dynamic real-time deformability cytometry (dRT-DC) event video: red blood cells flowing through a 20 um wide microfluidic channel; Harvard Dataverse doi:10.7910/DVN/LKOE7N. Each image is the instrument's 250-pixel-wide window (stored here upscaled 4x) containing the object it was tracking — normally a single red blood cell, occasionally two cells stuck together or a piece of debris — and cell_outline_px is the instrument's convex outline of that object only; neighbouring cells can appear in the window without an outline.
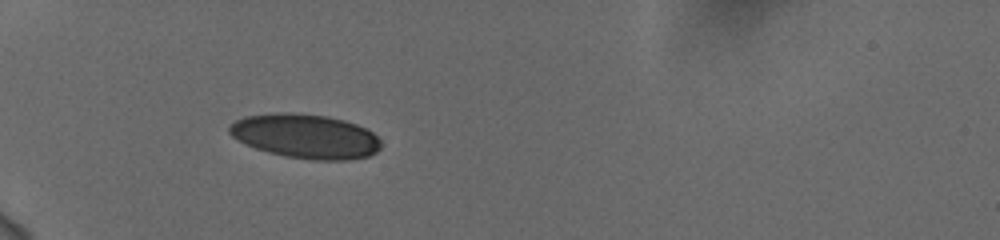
{"species": "human", "species_latin": "Homo sapiens", "temperature_condition": "cold", "stored_images_in_passage": 38, "camera_frame_rate_fps": 3000, "um_per_image_px": 0.085, "donor": {"sex": "female"}, "frame": {"image": 1, "passage_image": 1, "time_ms": 0.0, "image_size_px": [1000, 240], "cell_outline_px": [[380, 148], [376, 152], [368, 156], [344, 160], [316, 160], [288, 156], [268, 152], [256, 148], [232, 136], [228, 132], [228, 128], [236, 120], [244, 116], [276, 112], [292, 112], [328, 116], [344, 120], [356, 124], [372, 132], [380, 140]], "centroid_in_image_um": [25.97, 11.56], "position_along_channel_um": 59.0, "area_um2": 38.9}}
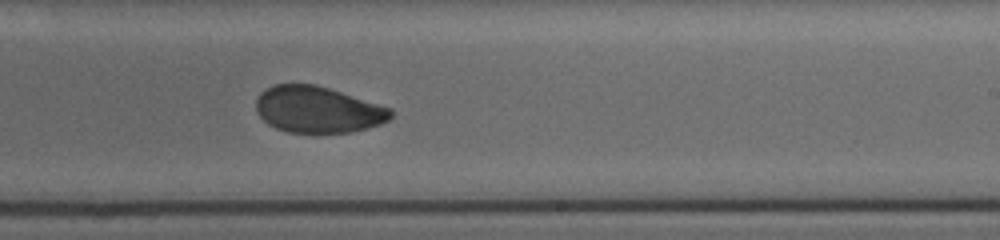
{"frame": {"image": 2, "passage_image": 19, "time_ms": 6.0, "image_size_px": [1000, 240], "cell_outline_px": [[392, 116], [388, 120], [380, 124], [368, 128], [352, 132], [288, 132], [276, 128], [268, 124], [256, 112], [256, 100], [260, 92], [264, 88], [276, 84], [316, 84], [392, 108]], "centroid_in_image_um": [27.0, 9.31], "position_along_channel_um": 262.0, "area_um2": 36.41}}
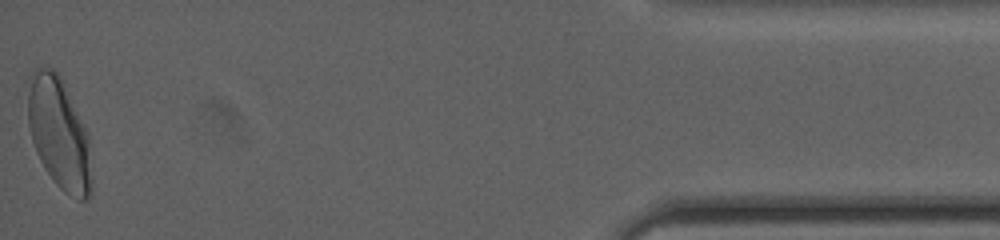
{"frame": {"image": 3, "passage_image": 38, "time_ms": 12.333, "image_size_px": [1000, 240], "cell_outline_px": [[92, 196], [88, 200], [80, 200], [64, 192], [56, 184], [44, 168], [36, 152], [32, 140], [28, 124], [28, 76], [36, 68], [52, 68], [60, 76], [88, 132], [92, 180]], "centroid_in_image_um": [5.03, 11.37], "position_along_channel_um": 430.2, "area_um2": 41.62}, "authors_computed_cell_mechanics": {"area_um2": 37.9457, "velocity_mm_per_s": 3.7321, "shape_relaxation_time_tau1_ms": 5.634, "shape_relaxation_time_tau2_ms": 1.697, "deformation_change_tau1": 0.1361, "deformation_change_tau2": 0.0554}}